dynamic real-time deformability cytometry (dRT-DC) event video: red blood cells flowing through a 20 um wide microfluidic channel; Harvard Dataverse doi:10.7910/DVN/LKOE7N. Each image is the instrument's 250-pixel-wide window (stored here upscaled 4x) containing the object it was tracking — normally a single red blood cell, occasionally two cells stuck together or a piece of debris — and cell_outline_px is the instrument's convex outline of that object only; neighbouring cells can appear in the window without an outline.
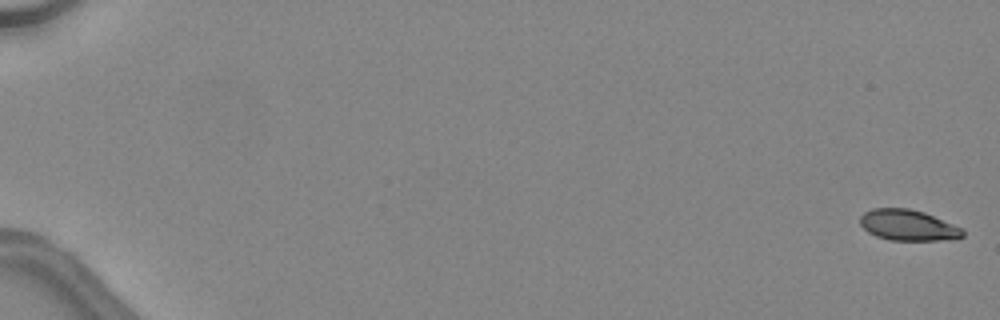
{"species": "common noctule bat (a hibernating species)", "species_latin": "Nyctalus noctula", "temperature_condition": "warm", "stored_images_in_passage": 48, "camera_frame_rate_fps": 3000, "um_per_image_px": 0.085, "animal": {"sex": "female", "body_mass_g": 24.6, "forearm_length_mm": 56.2}, "frame": {"image": 1, "passage_image": 1, "time_ms": 0.0, "image_size_px": [1000, 320], "cell_outline_px": [[964, 236], [940, 240], [888, 240], [876, 236], [868, 232], [860, 224], [860, 216], [864, 212], [872, 208], [908, 208], [924, 212], [964, 228]], "centroid_in_image_um": [77.17, 19.13], "position_along_channel_um": 7.8, "area_um2": 18.5}}
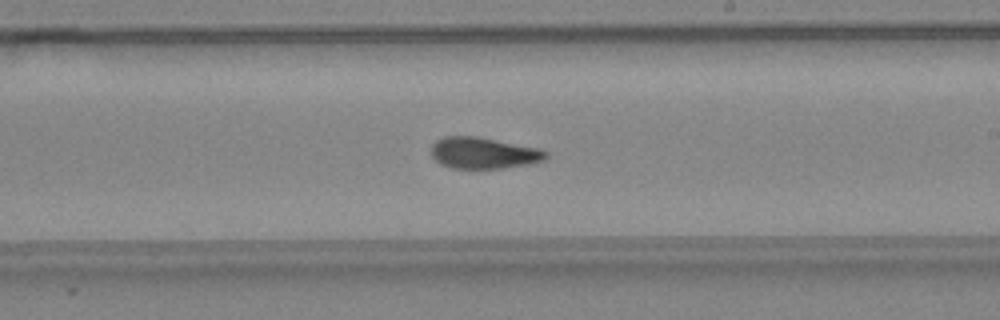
{"frame": {"image": 2, "passage_image": 31, "time_ms": 10.0, "image_size_px": [1000, 320], "cell_outline_px": [[548, 156], [544, 160], [528, 164], [504, 168], [452, 168], [440, 164], [432, 156], [432, 144], [436, 140], [444, 136], [476, 136], [540, 148], [548, 152]], "centroid_in_image_um": [41.11, 13.0], "position_along_channel_um": 247.9, "area_um2": 20.98}}
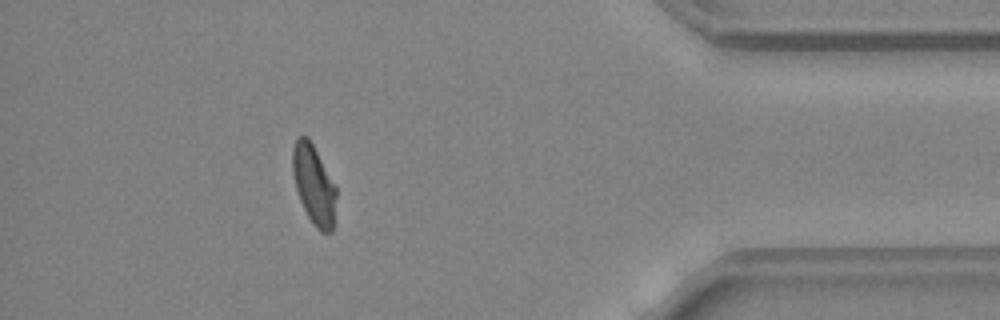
{"frame": {"image": 3, "passage_image": 44, "time_ms": 14.333, "image_size_px": [1000, 320], "cell_outline_px": [[336, 196], [332, 232], [320, 232], [316, 228], [308, 216], [300, 200], [296, 188], [292, 172], [292, 148], [296, 136], [308, 136], [336, 184]], "centroid_in_image_um": [26.67, 15.65], "position_along_channel_um": 408.5, "area_um2": 20.35}, "authors_computed_cell_mechanics": {"area_um2": 20.7213, "velocity_mm_per_s": 4.541, "shape_relaxation_time_tau1_ms": 7.424, "shape_relaxation_time_tau2_ms": 1.9622, "deformation_change_tau1": 0.2003, "deformation_change_tau2": 0.0751}}